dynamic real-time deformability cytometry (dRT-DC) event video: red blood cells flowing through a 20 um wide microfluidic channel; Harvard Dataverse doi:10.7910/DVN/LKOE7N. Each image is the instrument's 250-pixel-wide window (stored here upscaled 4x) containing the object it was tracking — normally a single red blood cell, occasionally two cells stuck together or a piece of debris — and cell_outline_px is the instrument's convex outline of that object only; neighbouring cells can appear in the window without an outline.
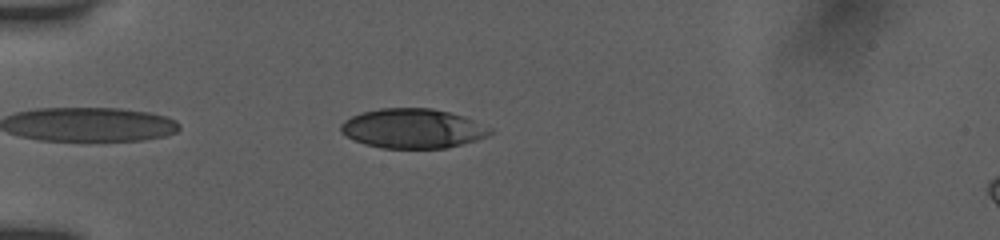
{"species": "human", "species_latin": "Homo sapiens", "temperature_condition": "room temperature", "stored_images_in_passage": 36, "camera_frame_rate_fps": 3000, "um_per_image_px": 0.085, "donor": {"sex": "female"}, "frame": {"image": 1, "passage_image": 2, "time_ms": 0.333, "image_size_px": [1000, 240], "cell_outline_px": [[492, 132], [488, 136], [476, 140], [444, 148], [384, 148], [364, 144], [352, 140], [340, 132], [340, 124], [344, 120], [352, 116], [364, 112], [380, 108], [432, 108], [464, 116], [492, 128]], "centroid_in_image_um": [35.06, 10.92], "position_along_channel_um": 49.9, "area_um2": 34.39}}
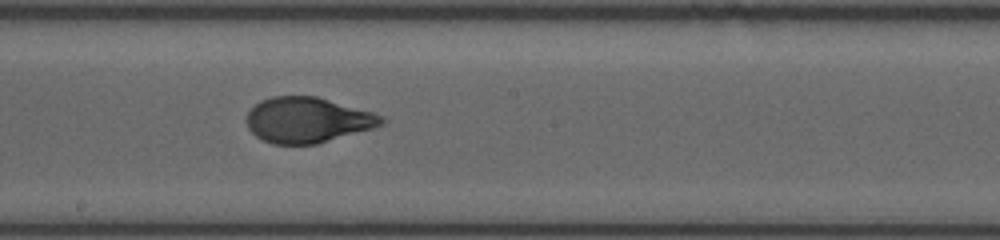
{"frame": {"image": 2, "passage_image": 17, "time_ms": 5.333, "image_size_px": [1000, 240], "cell_outline_px": [[388, 120], [384, 124], [372, 128], [316, 144], [272, 144], [256, 136], [248, 128], [248, 112], [260, 100], [272, 96], [316, 96], [372, 112], [384, 116]], "centroid_in_image_um": [26.16, 10.19], "position_along_channel_um": 222.0, "area_um2": 35.49}}
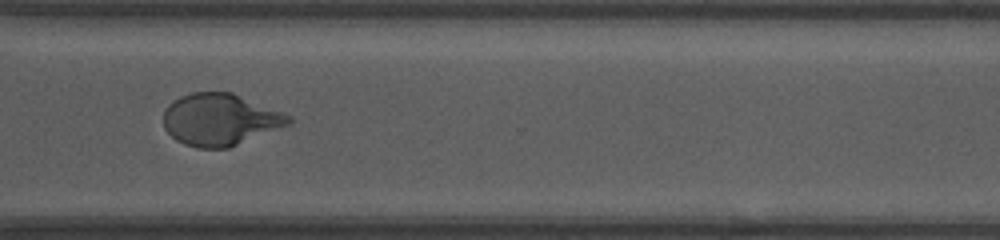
{"frame": {"image": 3, "passage_image": 27, "time_ms": 8.667, "image_size_px": [1000, 240], "cell_outline_px": [[292, 124], [228, 148], [196, 148], [184, 144], [176, 140], [164, 128], [164, 108], [168, 104], [180, 96], [192, 92], [232, 92], [292, 116]], "centroid_in_image_um": [18.71, 10.17], "position_along_channel_um": 351.9, "area_um2": 38.03}, "authors_computed_cell_mechanics": {"area_um2": 36.3851, "velocity_mm_per_s": 3.9095, "shape_relaxation_time_tau1_ms": 4.6334, "shape_relaxation_time_tau2_ms": null, "deformation_change_tau1": 0.1952, "deformation_change_tau2": null}}